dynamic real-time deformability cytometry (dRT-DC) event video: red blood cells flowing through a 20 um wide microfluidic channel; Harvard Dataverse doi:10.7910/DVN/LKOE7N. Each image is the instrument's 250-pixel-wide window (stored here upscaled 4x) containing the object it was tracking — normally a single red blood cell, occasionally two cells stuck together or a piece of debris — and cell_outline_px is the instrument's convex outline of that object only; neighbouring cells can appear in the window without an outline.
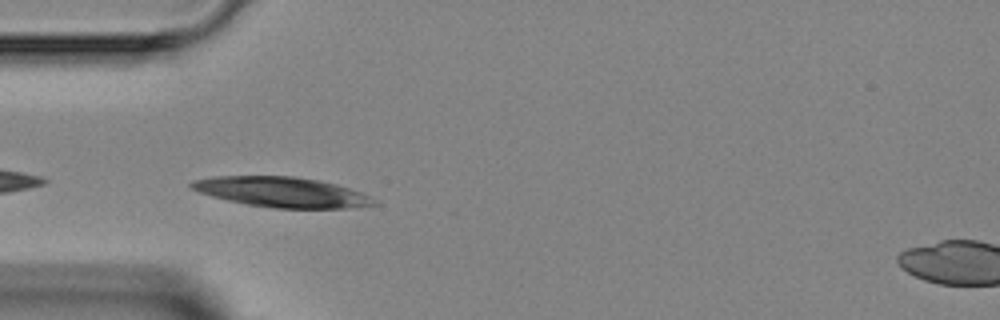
{"species": "Egyptian fruit bat (a non-hibernating species)", "species_latin": "Rousettus aegyptiacus", "temperature_condition": "room temperature", "stored_images_in_passage": 4, "camera_frame_rate_fps": 3000, "um_per_image_px": 0.085, "animal": {"sex": "female"}, "frame": {"image": 1, "passage_image": 2, "time_ms": 4.0, "image_size_px": [1000, 320], "cell_outline_px": [[380, 204], [348, 208], [272, 208], [248, 204], [228, 200], [212, 196], [200, 192], [192, 188], [188, 184], [192, 180], [216, 176], [292, 176], [316, 180], [336, 184], [360, 192], [376, 200]], "centroid_in_image_um": [23.95, 16.33], "position_along_channel_um": 61.0, "area_um2": 31.79}}
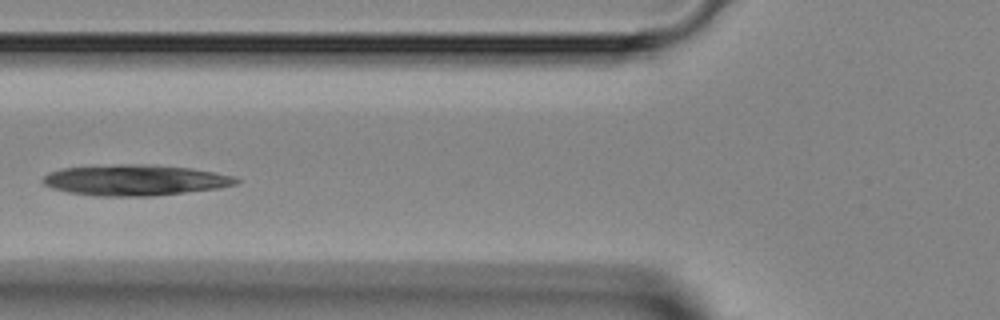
{"frame": {"image": 2, "passage_image": 3, "time_ms": 5.333, "image_size_px": [1000, 320], "cell_outline_px": [[240, 180], [236, 184], [220, 188], [152, 196], [96, 196], [68, 192], [52, 188], [44, 184], [40, 180], [48, 172], [60, 168], [120, 164], [156, 164], [192, 168], [236, 176]], "centroid_in_image_um": [11.48, 15.3], "position_along_channel_um": 114.3, "area_um2": 35.08}}
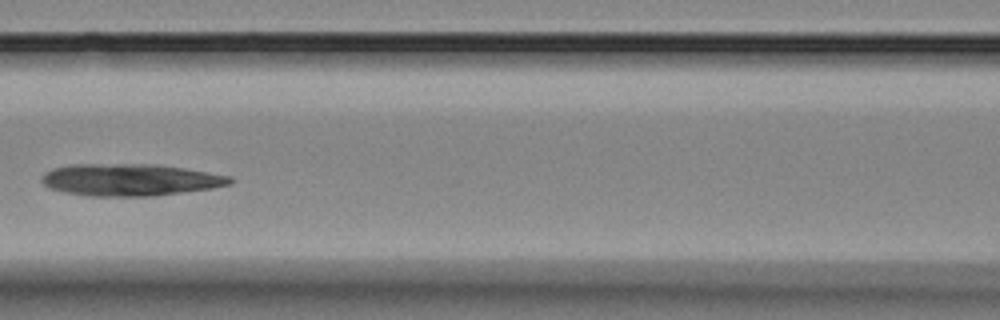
{"frame": {"image": 3, "passage_image": 4, "time_ms": 6.333, "image_size_px": [1000, 320], "cell_outline_px": [[236, 180], [232, 184], [212, 188], [184, 192], [152, 196], [88, 196], [64, 192], [48, 188], [40, 180], [40, 176], [44, 172], [52, 168], [72, 164], [156, 164], [184, 168], [232, 176]], "centroid_in_image_um": [11.05, 15.28], "position_along_channel_um": 155.5, "area_um2": 35.55}}